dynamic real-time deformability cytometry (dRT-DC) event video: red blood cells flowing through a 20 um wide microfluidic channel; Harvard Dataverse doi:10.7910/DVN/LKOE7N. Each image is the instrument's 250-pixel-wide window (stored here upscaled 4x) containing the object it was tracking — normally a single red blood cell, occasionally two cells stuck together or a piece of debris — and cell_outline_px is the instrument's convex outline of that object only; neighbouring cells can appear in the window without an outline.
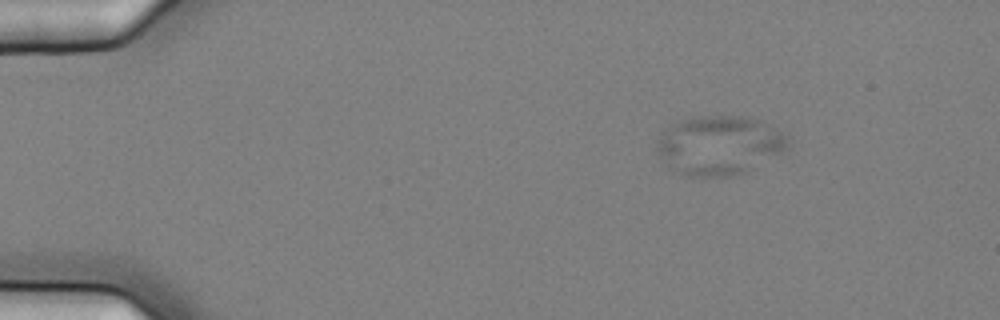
{"species": "common noctule bat (a hibernating species)", "species_latin": "Nyctalus noctula", "temperature_condition": "cold", "stored_images_in_passage": 7, "camera_frame_rate_fps": 3000, "um_per_image_px": 0.085, "animal": {"sex": "female", "body_mass_g": 25.1}, "frame": {"image": 1, "passage_image": 3, "time_ms": 0.667, "image_size_px": [1000, 320], "cell_outline_px": [[788, 148], [744, 172], [728, 176], [684, 176], [668, 168], [656, 148], [656, 140], [672, 124], [680, 120], [692, 116], [740, 116], [756, 120], [788, 136]], "centroid_in_image_um": [61.06, 12.35], "position_along_channel_um": 23.9, "area_um2": 44.51}}
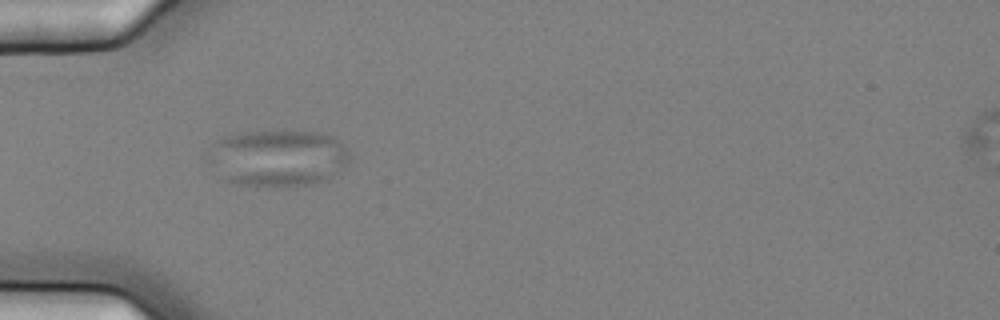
{"frame": {"image": 2, "passage_image": 6, "time_ms": 1.667, "image_size_px": [1000, 320], "cell_outline_px": [[352, 156], [328, 180], [312, 184], [276, 188], [256, 188], [236, 184], [224, 180], [216, 148], [216, 140], [224, 136], [236, 132], [316, 132], [332, 136], [344, 144]], "centroid_in_image_um": [23.79, 13.46], "position_along_channel_um": 61.2, "area_um2": 45.66}}
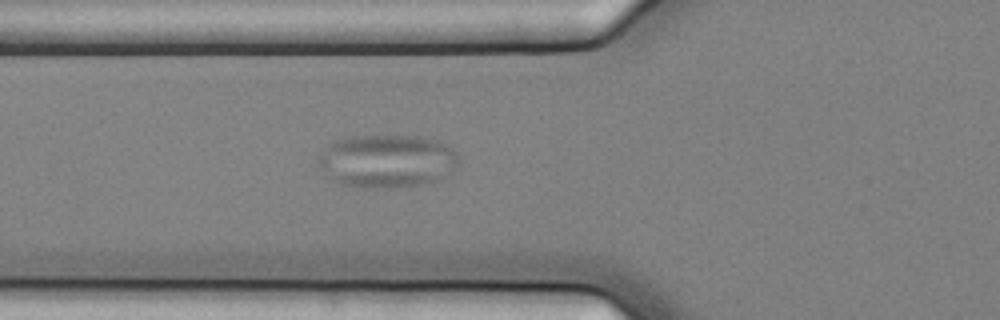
{"frame": {"image": 3, "passage_image": 7, "time_ms": 2.0, "image_size_px": [1000, 320], "cell_outline_px": [[460, 164], [436, 180], [424, 184], [364, 188], [344, 184], [332, 180], [316, 164], [316, 160], [320, 152], [336, 140], [352, 136], [412, 136], [436, 140], [452, 148], [460, 156]], "centroid_in_image_um": [32.87, 13.67], "position_along_channel_um": 92.9, "area_um2": 43.12}}